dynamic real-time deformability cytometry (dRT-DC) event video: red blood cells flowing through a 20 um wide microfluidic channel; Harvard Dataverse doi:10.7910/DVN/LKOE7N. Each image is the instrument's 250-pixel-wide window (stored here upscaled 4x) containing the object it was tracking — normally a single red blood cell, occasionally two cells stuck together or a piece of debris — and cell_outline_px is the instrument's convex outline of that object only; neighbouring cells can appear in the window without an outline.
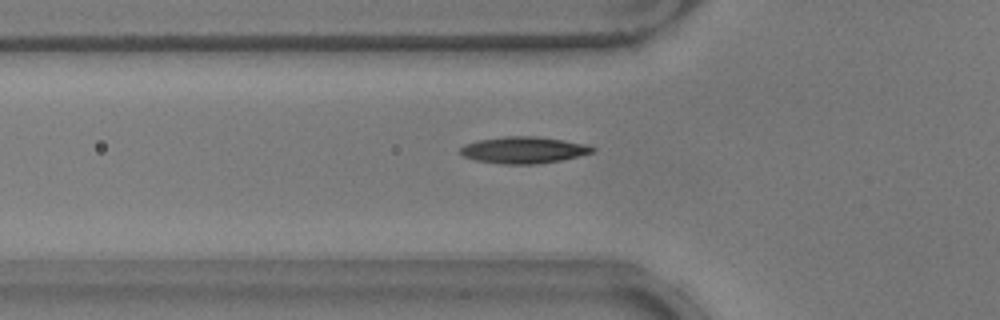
{"species": "common noctule bat (a hibernating species)", "species_latin": "Nyctalus noctula", "temperature_condition": "warm", "stored_images_in_passage": 39, "camera_frame_rate_fps": 3000, "um_per_image_px": 0.085, "animal": {"sex": "male", "body_mass_g": 17.9}, "frame": {"image": 1, "passage_image": 10, "time_ms": 3.0, "image_size_px": [1000, 320], "cell_outline_px": [[596, 148], [592, 152], [560, 160], [536, 164], [500, 164], [476, 160], [464, 156], [456, 152], [464, 144], [476, 140], [504, 136], [536, 136], [564, 140], [588, 144]], "centroid_in_image_um": [44.45, 12.74], "position_along_channel_um": 81.3, "area_um2": 20.63}}
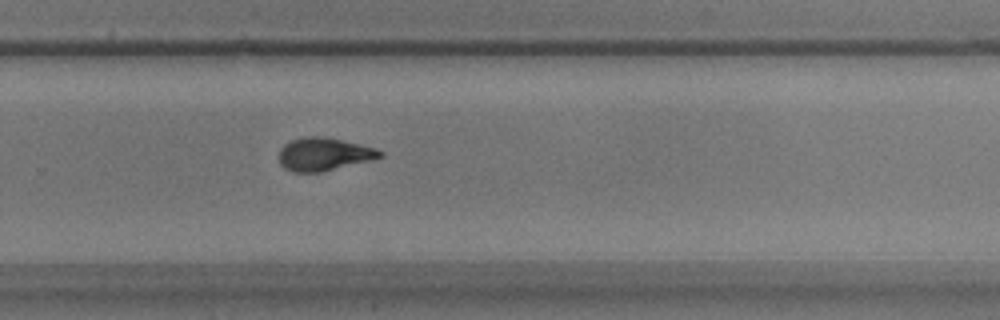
{"frame": {"image": 2, "passage_image": 27, "time_ms": 8.667, "image_size_px": [1000, 320], "cell_outline_px": [[384, 156], [372, 160], [320, 172], [292, 172], [284, 168], [280, 164], [280, 148], [284, 144], [292, 140], [304, 136], [320, 136], [340, 140], [376, 148], [384, 152]], "centroid_in_image_um": [27.53, 13.11], "position_along_channel_um": 302.3, "area_um2": 19.31}}
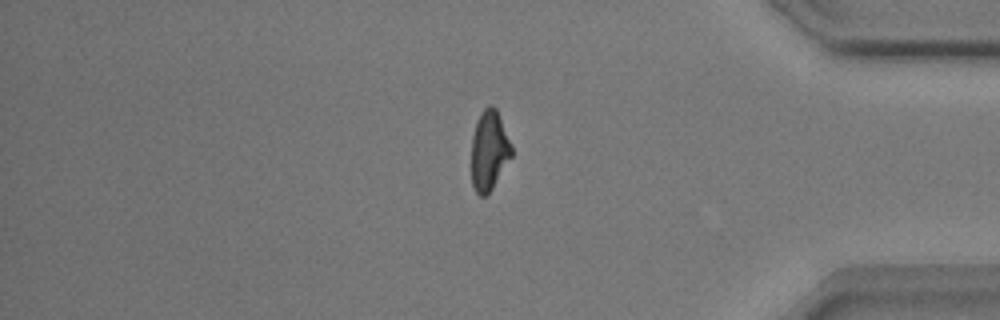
{"frame": {"image": 3, "passage_image": 36, "time_ms": 11.667, "image_size_px": [1000, 320], "cell_outline_px": [[512, 156], [488, 196], [480, 196], [476, 192], [472, 184], [472, 136], [480, 112], [484, 108], [492, 104], [496, 108], [512, 144]], "centroid_in_image_um": [41.59, 12.81], "position_along_channel_um": 393.6, "area_um2": 18.79}, "authors_computed_cell_mechanics": {"area_um2": 19.4786, "velocity_mm_per_s": 3.8821, "shape_relaxation_time_tau1_ms": 3.6219, "shape_relaxation_time_tau2_ms": 2.5355, "deformation_change_tau1": 0.1508, "deformation_change_tau2": 0.094}}